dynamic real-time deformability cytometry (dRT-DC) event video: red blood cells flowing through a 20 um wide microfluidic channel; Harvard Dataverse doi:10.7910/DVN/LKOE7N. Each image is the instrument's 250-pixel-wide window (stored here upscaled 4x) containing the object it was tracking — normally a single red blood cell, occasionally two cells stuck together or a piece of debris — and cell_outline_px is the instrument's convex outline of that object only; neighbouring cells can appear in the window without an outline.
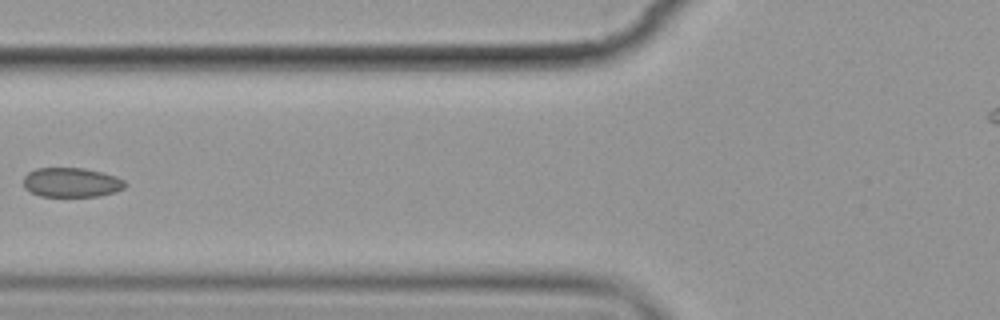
{"species": "common noctule bat (a hibernating species)", "species_latin": "Nyctalus noctula", "temperature_condition": "cold", "stored_images_in_passage": 9, "camera_frame_rate_fps": 3000, "um_per_image_px": 0.085, "animal": {"sex": "female", "body_mass_g": 19.9}, "frame": {"image": 1, "passage_image": 6, "time_ms": 7.0, "image_size_px": [1000, 320], "cell_outline_px": [[128, 184], [124, 188], [116, 192], [100, 196], [40, 196], [24, 188], [24, 176], [28, 172], [36, 168], [84, 168], [116, 176], [124, 180]], "centroid_in_image_um": [6.09, 15.51], "position_along_channel_um": 119.7, "area_um2": 17.51}}
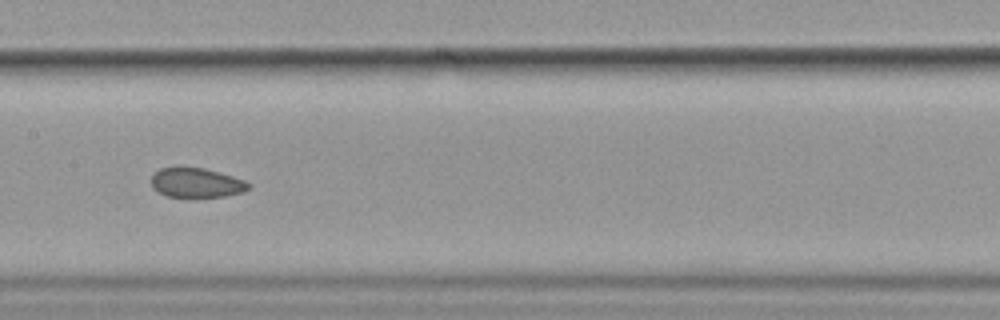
{"frame": {"image": 2, "passage_image": 8, "time_ms": 9.0, "image_size_px": [1000, 320], "cell_outline_px": [[252, 184], [244, 192], [224, 196], [164, 196], [152, 188], [152, 172], [160, 168], [176, 164], [204, 168], [232, 176], [244, 180]], "centroid_in_image_um": [16.63, 15.48], "position_along_channel_um": 190.8, "area_um2": 17.17}}
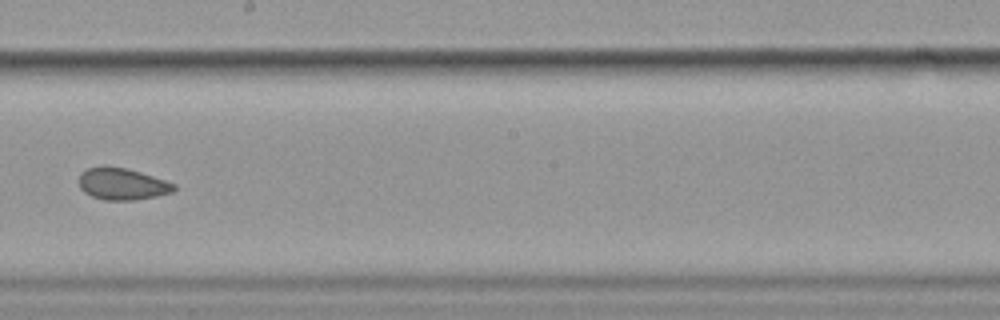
{"frame": {"image": 3, "passage_image": 9, "time_ms": 10.333, "image_size_px": [1000, 320], "cell_outline_px": [[176, 188], [172, 192], [156, 196], [132, 200], [104, 200], [92, 196], [84, 192], [80, 188], [80, 172], [88, 168], [104, 164], [128, 168], [176, 184]], "centroid_in_image_um": [10.36, 15.61], "position_along_channel_um": 237.8, "area_um2": 17.74}}